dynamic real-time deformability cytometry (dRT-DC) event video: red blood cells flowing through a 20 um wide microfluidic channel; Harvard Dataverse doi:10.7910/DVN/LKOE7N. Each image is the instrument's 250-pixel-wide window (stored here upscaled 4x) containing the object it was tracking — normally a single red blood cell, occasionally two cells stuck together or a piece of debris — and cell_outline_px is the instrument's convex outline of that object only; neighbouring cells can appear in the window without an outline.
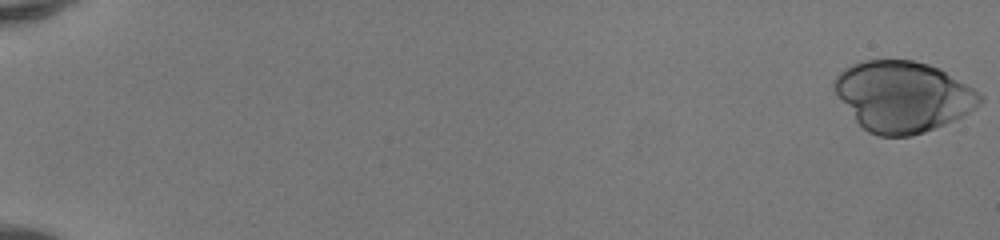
{"species": "human", "species_latin": "Homo sapiens", "temperature_condition": "room temperature", "stored_images_in_passage": 51, "camera_frame_rate_fps": 3000, "um_per_image_px": 0.085, "donor": {"sex": "female"}, "frame": {"image": 1, "passage_image": 1, "time_ms": 0.0, "image_size_px": [1000, 240], "cell_outline_px": [[984, 100], [980, 104], [968, 112], [944, 124], [924, 132], [912, 136], [880, 136], [868, 132], [856, 120], [832, 88], [832, 84], [836, 76], [844, 68], [852, 64], [864, 60], [912, 60], [928, 64], [940, 68], [980, 92], [984, 96]], "centroid_in_image_um": [76.75, 8.18], "position_along_channel_um": 8.2, "area_um2": 59.71}}
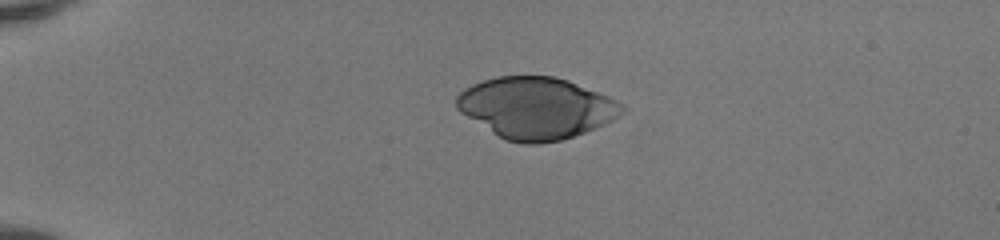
{"frame": {"image": 2, "passage_image": 14, "time_ms": 4.333, "image_size_px": [1000, 240], "cell_outline_px": [[628, 108], [620, 116], [596, 128], [560, 140], [540, 144], [520, 144], [504, 140], [460, 112], [456, 108], [456, 96], [464, 88], [472, 84], [496, 76], [552, 76], [568, 80], [608, 96], [624, 104]], "centroid_in_image_um": [45.58, 9.18], "position_along_channel_um": 39.4, "area_um2": 59.48}}